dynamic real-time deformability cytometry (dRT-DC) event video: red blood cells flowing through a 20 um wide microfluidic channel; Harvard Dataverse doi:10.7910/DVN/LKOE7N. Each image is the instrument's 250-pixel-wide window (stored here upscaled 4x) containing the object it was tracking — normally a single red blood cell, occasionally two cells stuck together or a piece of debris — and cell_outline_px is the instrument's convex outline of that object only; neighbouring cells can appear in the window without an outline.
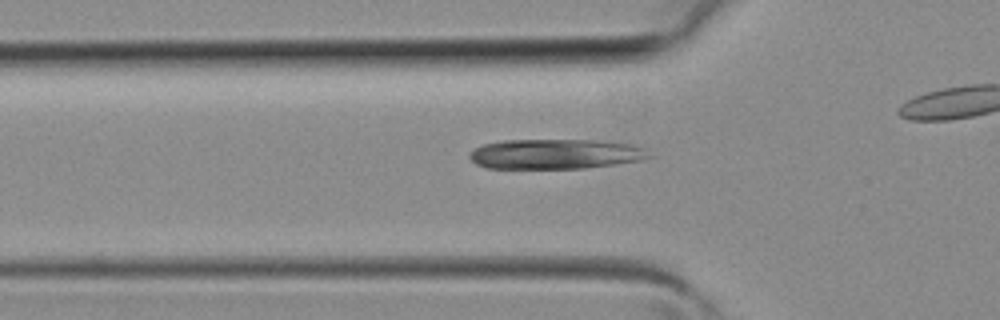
{"species": "common noctule bat (a hibernating species)", "species_latin": "Nyctalus noctula", "temperature_condition": "room temperature", "stored_images_in_passage": 21, "camera_frame_rate_fps": 3000, "um_per_image_px": 0.085, "animal": {"sex": "female", "body_mass_g": 19.3, "forearm_length_mm": 54.1}, "frame": {"image": 1, "passage_image": 2, "time_ms": 0.333, "image_size_px": [1000, 320], "cell_outline_px": [[656, 156], [640, 160], [584, 168], [484, 168], [476, 164], [468, 156], [476, 148], [484, 144], [504, 140], [600, 140], [632, 144], [644, 148]], "centroid_in_image_um": [47.25, 13.08], "position_along_channel_um": 78.6, "area_um2": 31.33}}
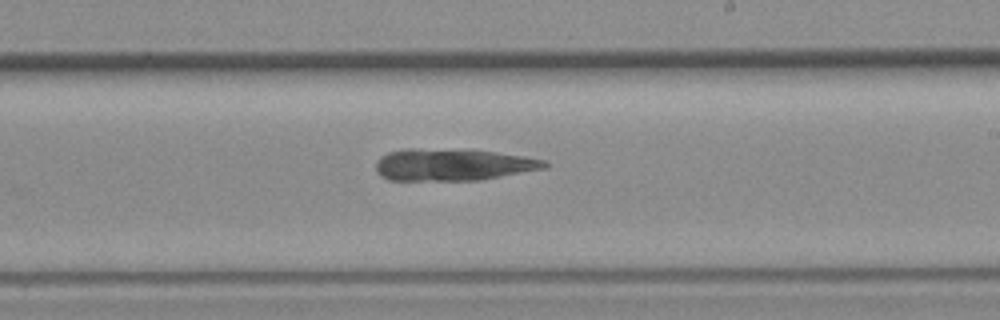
{"frame": {"image": 2, "passage_image": 12, "time_ms": 3.667, "image_size_px": [1000, 320], "cell_outline_px": [[548, 168], [480, 180], [388, 180], [380, 176], [376, 172], [376, 160], [380, 156], [388, 152], [408, 148], [468, 148], [496, 152], [544, 160], [548, 164]], "centroid_in_image_um": [38.45, 13.98], "position_along_channel_um": 250.5, "area_um2": 32.02}}
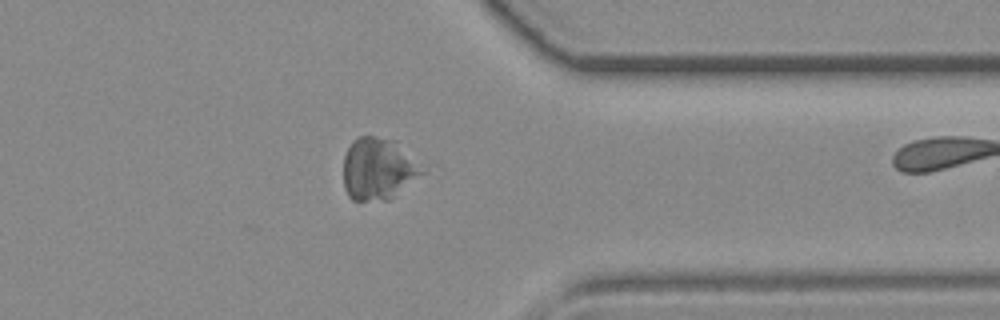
{"frame": {"image": 3, "passage_image": 20, "time_ms": 6.333, "image_size_px": [1000, 320], "cell_outline_px": [[428, 172], [388, 200], [352, 200], [348, 196], [344, 188], [344, 156], [352, 140], [360, 136], [372, 136], [396, 140], [428, 168]], "centroid_in_image_um": [32.23, 14.34], "position_along_channel_um": 379.2, "area_um2": 29.19}}